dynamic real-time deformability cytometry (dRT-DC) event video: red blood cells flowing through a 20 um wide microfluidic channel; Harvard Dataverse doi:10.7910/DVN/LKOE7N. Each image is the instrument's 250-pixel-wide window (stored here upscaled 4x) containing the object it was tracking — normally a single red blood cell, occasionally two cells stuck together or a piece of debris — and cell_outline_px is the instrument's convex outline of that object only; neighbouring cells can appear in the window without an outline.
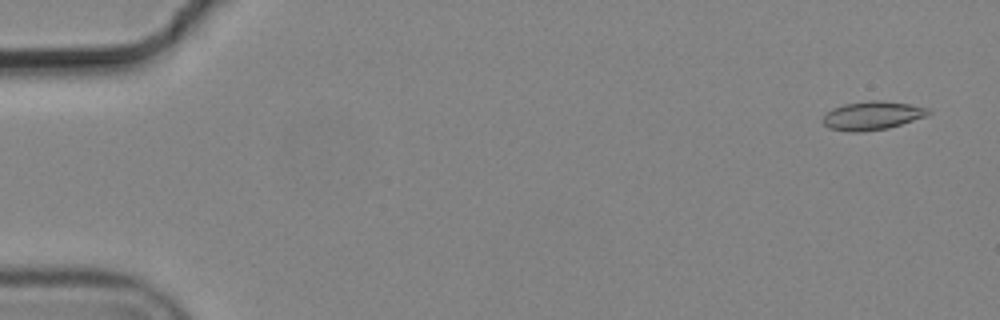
{"species": "common noctule bat (a hibernating species)", "species_latin": "Nyctalus noctula", "temperature_condition": "cold", "stored_images_in_passage": 5, "camera_frame_rate_fps": 3000, "um_per_image_px": 0.085, "animal": {"sex": "male", "body_mass_g": 19.2, "forearm_length_mm": 51.8}, "frame": {"image": 1, "passage_image": 1, "time_ms": 0.0, "image_size_px": [1000, 320], "cell_outline_px": [[932, 112], [928, 116], [888, 128], [860, 132], [848, 132], [828, 128], [824, 124], [824, 116], [832, 108], [844, 104], [868, 100], [880, 100], [912, 104], [928, 108]], "centroid_in_image_um": [74.18, 9.82], "position_along_channel_um": 10.8, "area_um2": 17.69}}
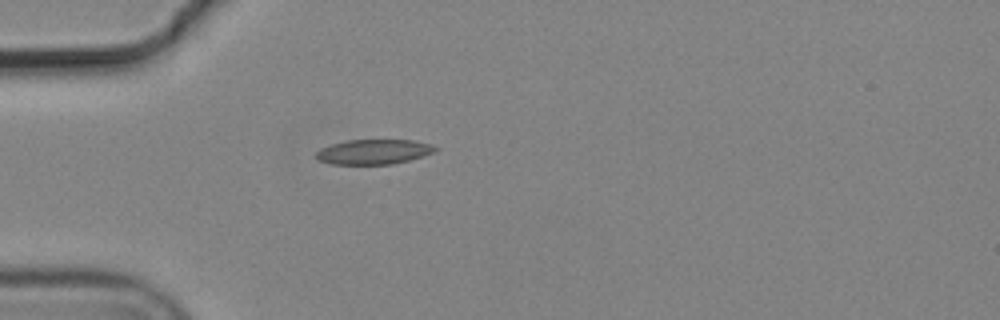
{"frame": {"image": 2, "passage_image": 5, "time_ms": 1.333, "image_size_px": [1000, 320], "cell_outline_px": [[440, 148], [432, 152], [408, 160], [392, 164], [328, 164], [316, 160], [316, 152], [320, 148], [332, 144], [348, 140], [412, 140], [432, 144]], "centroid_in_image_um": [31.72, 12.9], "position_along_channel_um": 53.3, "area_um2": 17.22}}